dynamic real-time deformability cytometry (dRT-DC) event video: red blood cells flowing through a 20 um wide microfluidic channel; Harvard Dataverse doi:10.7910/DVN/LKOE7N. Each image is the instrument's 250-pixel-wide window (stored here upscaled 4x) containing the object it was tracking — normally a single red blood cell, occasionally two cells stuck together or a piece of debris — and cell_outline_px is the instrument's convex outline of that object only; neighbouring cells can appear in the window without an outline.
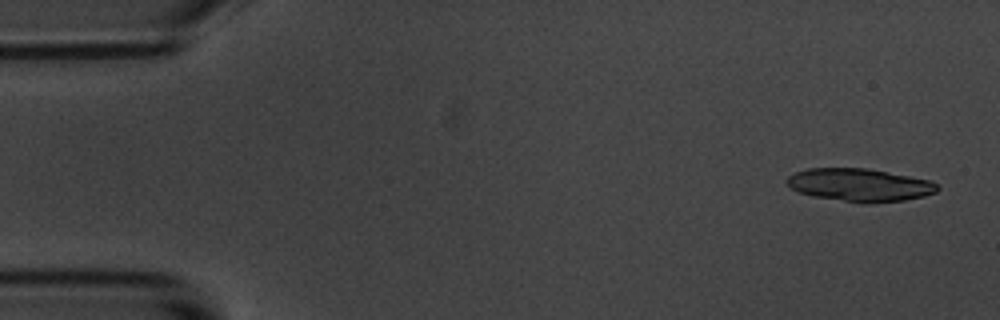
{"species": "common noctule bat (a hibernating species)", "species_latin": "Nyctalus noctula", "temperature_condition": "room temperature", "stored_images_in_passage": 5, "camera_frame_rate_fps": 3000, "um_per_image_px": 0.085, "animal": {"sex": "male", "body_mass_g": 20.1, "forearm_length_mm": 53.5}, "frame": {"image": 1, "passage_image": 1, "time_ms": 0.0, "image_size_px": [1000, 320], "cell_outline_px": [[940, 188], [936, 192], [924, 196], [904, 200], [872, 204], [860, 204], [812, 196], [800, 192], [792, 188], [784, 180], [788, 176], [796, 172], [808, 168], [864, 168], [908, 176], [928, 180], [936, 184]], "centroid_in_image_um": [73.05, 15.74], "position_along_channel_um": 12.0, "area_um2": 28.9}}